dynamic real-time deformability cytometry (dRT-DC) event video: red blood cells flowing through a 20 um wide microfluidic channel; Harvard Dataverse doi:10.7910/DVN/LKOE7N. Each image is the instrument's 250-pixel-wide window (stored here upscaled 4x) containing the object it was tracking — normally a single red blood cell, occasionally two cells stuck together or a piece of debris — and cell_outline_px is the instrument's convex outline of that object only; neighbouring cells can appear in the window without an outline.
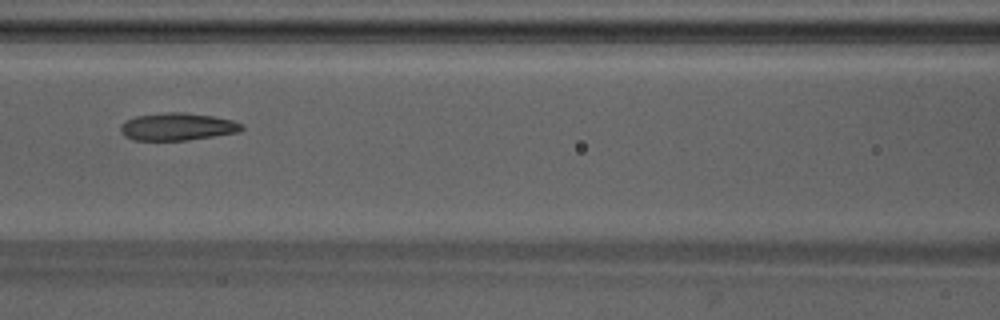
{"species": "Egyptian fruit bat (a non-hibernating species)", "species_latin": "Rousettus aegyptiacus", "temperature_condition": "warm", "stored_images_in_passage": 3, "camera_frame_rate_fps": 3000, "um_per_image_px": 0.085, "animal": {"sex": "male"}, "frame": {"image": 1, "passage_image": 3, "time_ms": 0.667, "image_size_px": [1000, 320], "cell_outline_px": [[244, 128], [240, 132], [188, 140], [132, 140], [124, 136], [120, 132], [120, 124], [136, 116], [164, 112], [184, 112], [212, 116], [232, 120], [244, 124]], "centroid_in_image_um": [15.08, 10.77], "position_along_channel_um": 151.5, "area_um2": 19.54}}